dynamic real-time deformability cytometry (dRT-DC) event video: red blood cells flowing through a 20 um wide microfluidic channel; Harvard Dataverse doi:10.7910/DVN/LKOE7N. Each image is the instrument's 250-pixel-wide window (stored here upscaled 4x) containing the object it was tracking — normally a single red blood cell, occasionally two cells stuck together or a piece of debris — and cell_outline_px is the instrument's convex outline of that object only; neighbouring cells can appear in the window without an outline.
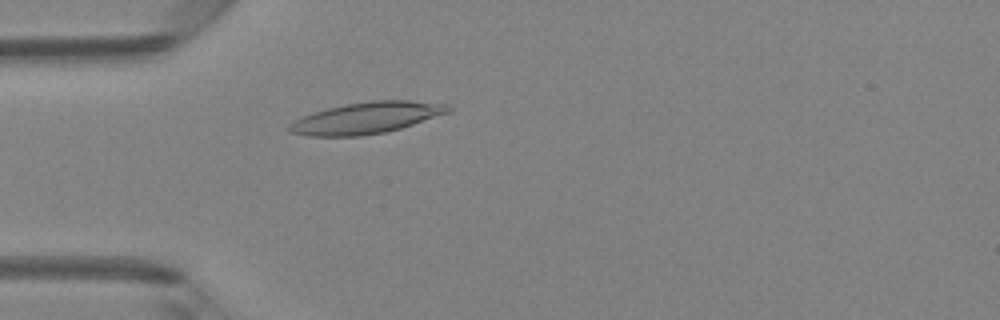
{"species": "Egyptian fruit bat (a non-hibernating species)", "species_latin": "Rousettus aegyptiacus", "temperature_condition": "room temperature", "stored_images_in_passage": 38, "camera_frame_rate_fps": 3000, "um_per_image_px": 0.085, "animal": {"sex": "female"}, "frame": {"image": 1, "passage_image": 3, "time_ms": 0.667, "image_size_px": [1000, 320], "cell_outline_px": [[452, 112], [400, 128], [384, 132], [360, 136], [308, 136], [288, 132], [288, 124], [312, 112], [344, 104], [372, 100], [408, 100], [448, 104], [452, 108]], "centroid_in_image_um": [31.16, 10.01], "position_along_channel_um": 53.8, "area_um2": 29.19}}
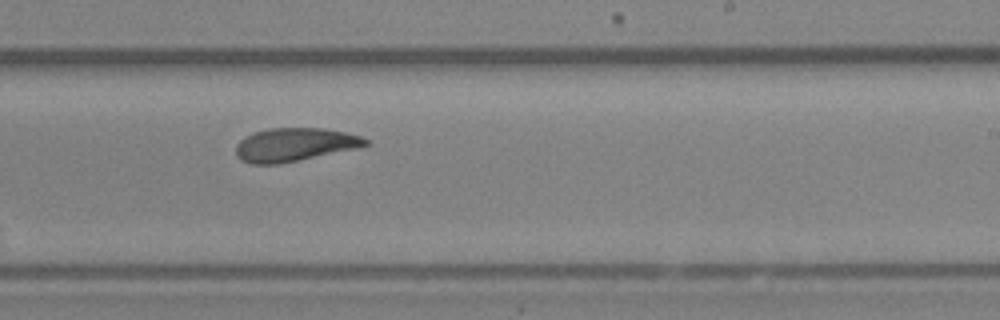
{"frame": {"image": 2, "passage_image": 19, "time_ms": 6.0, "image_size_px": [1000, 320], "cell_outline_px": [[368, 144], [356, 148], [276, 164], [252, 164], [240, 160], [236, 156], [236, 144], [244, 136], [252, 132], [268, 128], [324, 128], [344, 132], [360, 136], [368, 140]], "centroid_in_image_um": [24.96, 12.28], "position_along_channel_um": 264.0, "area_um2": 24.97}}
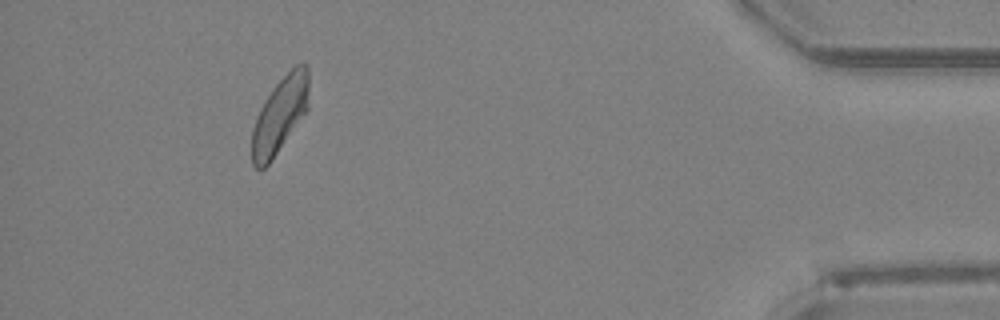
{"frame": {"image": 3, "passage_image": 34, "time_ms": 11.0, "image_size_px": [1000, 320], "cell_outline_px": [[308, 108], [272, 160], [264, 168], [256, 168], [252, 164], [252, 128], [256, 116], [260, 108], [272, 88], [296, 64], [304, 60], [308, 64]], "centroid_in_image_um": [23.79, 9.75], "position_along_channel_um": 411.4, "area_um2": 25.03}, "authors_computed_cell_mechanics": {"area_um2": 25.6921, "velocity_mm_per_s": 4.0905, "shape_relaxation_time_tau1_ms": 5.3123, "shape_relaxation_time_tau2_ms": 2.657, "deformation_change_tau1": 0.1583, "deformation_change_tau2": 0.0873}}